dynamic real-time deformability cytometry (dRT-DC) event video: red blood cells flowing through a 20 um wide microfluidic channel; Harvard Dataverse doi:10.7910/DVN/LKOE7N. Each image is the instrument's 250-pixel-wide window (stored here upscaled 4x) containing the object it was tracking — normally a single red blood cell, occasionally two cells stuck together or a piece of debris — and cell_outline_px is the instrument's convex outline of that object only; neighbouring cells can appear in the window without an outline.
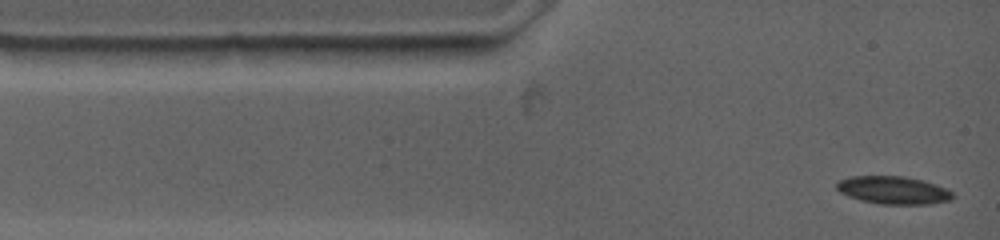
{"species": "common noctule bat (a hibernating species)", "species_latin": "Nyctalus noctula", "temperature_condition": "warm", "stored_images_in_passage": 2, "segment_of_instrument_passage": [2, 2], "camera_frame_rate_fps": 4500, "um_per_image_px": 0.085, "animal": {"sex": "female", "body_mass_g": 19.0, "forearm_length_mm": 53.3}, "frame": {"image": 1, "passage_image": 2, "time_ms": 1.111, "image_size_px": [1000, 240], "cell_outline_px": [[952, 200], [932, 204], [876, 204], [860, 200], [848, 196], [840, 192], [836, 188], [836, 184], [840, 180], [856, 176], [900, 176], [920, 180], [944, 188], [952, 192]], "centroid_in_image_um": [75.9, 16.18], "position_along_channel_um": 9.1, "area_um2": 18.55}}